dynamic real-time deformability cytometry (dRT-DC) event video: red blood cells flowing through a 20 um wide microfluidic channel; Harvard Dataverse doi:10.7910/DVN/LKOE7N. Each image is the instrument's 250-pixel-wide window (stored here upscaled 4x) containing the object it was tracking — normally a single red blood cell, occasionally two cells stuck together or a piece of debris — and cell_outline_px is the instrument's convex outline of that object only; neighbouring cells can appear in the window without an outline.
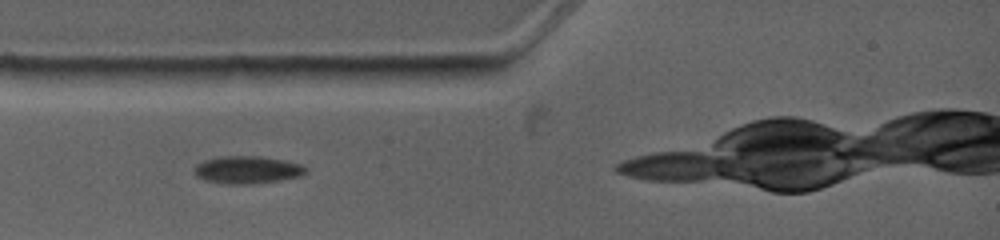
{"species": "common noctule bat (a hibernating species)", "species_latin": "Nyctalus noctula", "temperature_condition": "warm", "stored_images_in_passage": 2, "camera_frame_rate_fps": 4500, "um_per_image_px": 0.085, "animal": {"sex": "female", "body_mass_g": 19.0, "forearm_length_mm": 53.3}, "frame": {"image": 1, "passage_image": 1, "time_ms": 0.0, "image_size_px": [1000, 240], "cell_outline_px": [[308, 168], [300, 176], [280, 180], [248, 184], [224, 184], [204, 180], [196, 176], [196, 164], [204, 160], [216, 156], [260, 156], [284, 160], [304, 164]], "centroid_in_image_um": [21.02, 14.42], "position_along_channel_um": 64.0, "area_um2": 17.98}}